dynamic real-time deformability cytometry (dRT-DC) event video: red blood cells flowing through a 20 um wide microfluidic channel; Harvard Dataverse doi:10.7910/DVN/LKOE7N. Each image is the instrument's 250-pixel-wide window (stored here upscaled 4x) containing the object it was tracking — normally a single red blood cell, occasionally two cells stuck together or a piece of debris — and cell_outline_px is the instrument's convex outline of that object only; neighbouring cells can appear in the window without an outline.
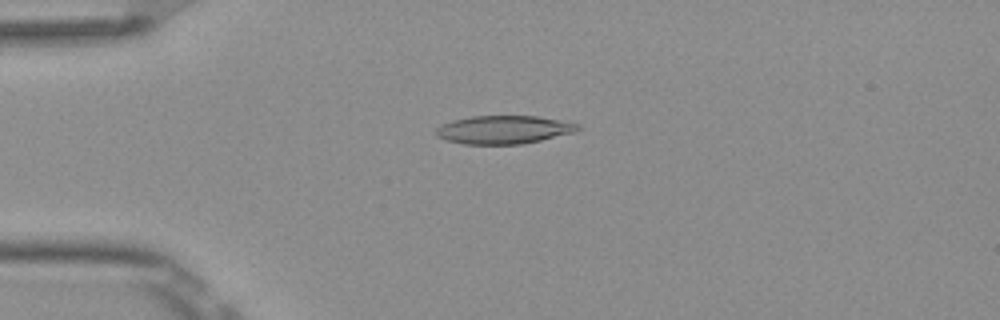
{"species": "Egyptian fruit bat (a non-hibernating species)", "species_latin": "Rousettus aegyptiacus", "temperature_condition": "room temperature", "stored_images_in_passage": 52, "camera_frame_rate_fps": 3000, "um_per_image_px": 0.085, "frame": {"image": 1, "passage_image": 13, "time_ms": 4.0, "image_size_px": [1000, 320], "cell_outline_px": [[580, 128], [576, 132], [540, 140], [520, 144], [464, 144], [448, 140], [436, 136], [436, 128], [452, 120], [472, 116], [536, 116], [580, 124]], "centroid_in_image_um": [42.82, 11.02], "position_along_channel_um": 42.2, "area_um2": 23.12}}
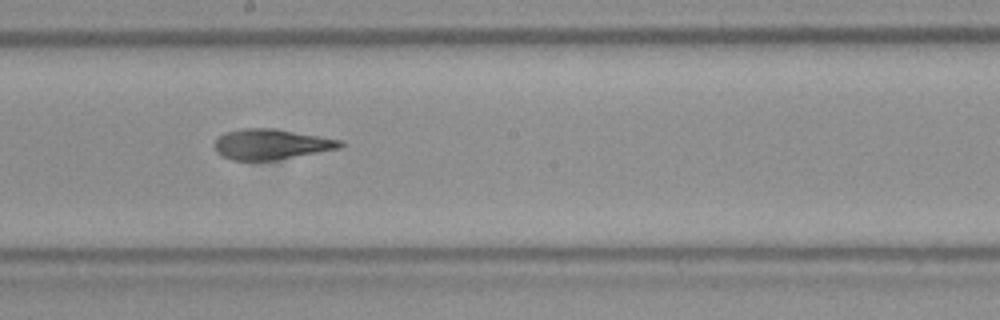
{"frame": {"image": 2, "passage_image": 29, "time_ms": 9.333, "image_size_px": [1000, 320], "cell_outline_px": [[344, 144], [340, 148], [276, 160], [232, 160], [220, 156], [216, 152], [216, 140], [224, 132], [240, 128], [276, 128], [344, 140]], "centroid_in_image_um": [23.06, 12.25], "position_along_channel_um": 225.1, "area_um2": 22.43}}
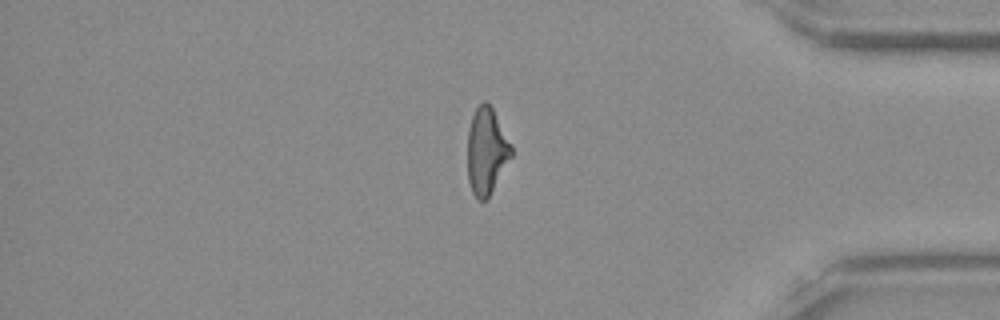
{"frame": {"image": 3, "passage_image": 44, "time_ms": 14.333, "image_size_px": [1000, 320], "cell_outline_px": [[512, 156], [488, 200], [476, 200], [472, 192], [468, 180], [468, 128], [472, 116], [476, 108], [484, 100], [492, 108], [512, 144]], "centroid_in_image_um": [41.36, 12.89], "position_along_channel_um": 393.8, "area_um2": 22.25}, "authors_computed_cell_mechanics": {"area_um2": 22.831, "velocity_mm_per_s": 3.8916, "shape_relaxation_time_tau1_ms": 7.1585, "shape_relaxation_time_tau2_ms": 2.0096, "deformation_change_tau1": 0.225, "deformation_change_tau2": 0.1146}}